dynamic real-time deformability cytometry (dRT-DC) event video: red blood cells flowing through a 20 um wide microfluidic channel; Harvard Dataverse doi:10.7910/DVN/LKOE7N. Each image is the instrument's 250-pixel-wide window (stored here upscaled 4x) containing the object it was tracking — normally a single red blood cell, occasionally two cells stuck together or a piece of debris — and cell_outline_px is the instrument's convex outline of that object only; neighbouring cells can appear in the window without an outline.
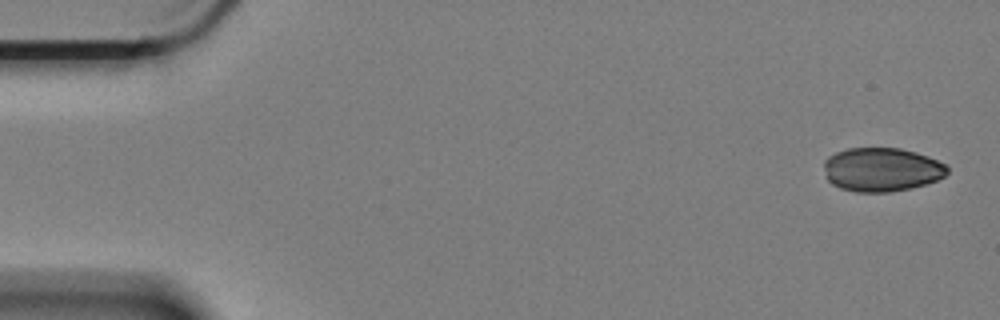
{"species": "Egyptian fruit bat (a non-hibernating species)", "species_latin": "Rousettus aegyptiacus", "temperature_condition": "cold", "stored_images_in_passage": 56, "camera_frame_rate_fps": 3000, "um_per_image_px": 0.085, "animal": {"sex": "female"}, "frame": {"image": 1, "passage_image": 1, "time_ms": 0.0, "image_size_px": [1000, 320], "cell_outline_px": [[948, 172], [944, 176], [936, 180], [912, 188], [892, 192], [856, 192], [840, 188], [832, 184], [828, 180], [824, 168], [824, 160], [828, 156], [836, 152], [848, 148], [900, 148], [916, 152], [928, 156], [944, 164], [948, 168]], "centroid_in_image_um": [74.92, 14.41], "position_along_channel_um": 10.1, "area_um2": 31.56}}
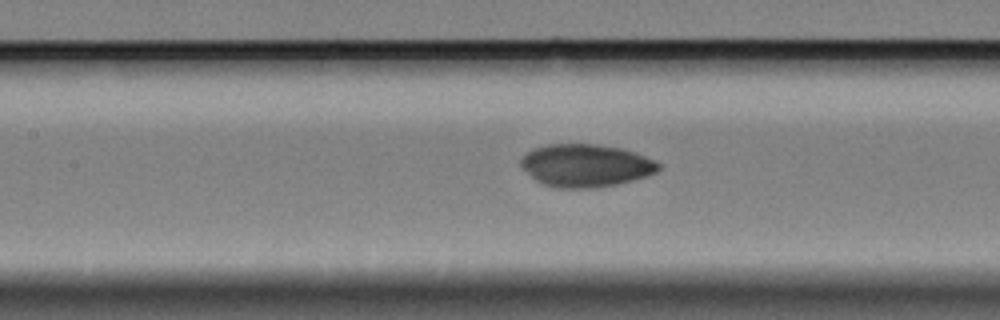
{"frame": {"image": 2, "passage_image": 25, "time_ms": 8.0, "image_size_px": [1000, 320], "cell_outline_px": [[660, 168], [656, 172], [648, 176], [616, 184], [596, 188], [552, 188], [540, 184], [520, 168], [520, 160], [528, 152], [536, 148], [548, 144], [596, 144], [624, 148], [636, 152], [656, 160], [660, 164]], "centroid_in_image_um": [49.79, 14.08], "position_along_channel_um": 157.6, "area_um2": 34.74}}
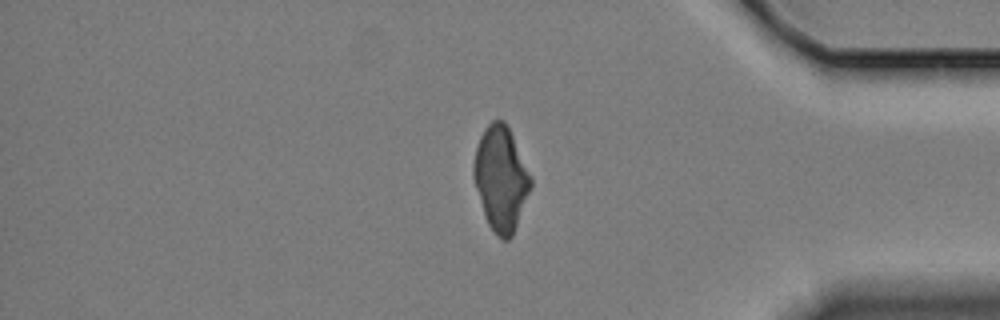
{"frame": {"image": 3, "passage_image": 48, "time_ms": 15.667, "image_size_px": [1000, 320], "cell_outline_px": [[532, 188], [512, 236], [508, 240], [504, 240], [496, 236], [488, 224], [484, 216], [472, 176], [472, 164], [476, 148], [480, 136], [484, 128], [492, 120], [504, 120], [512, 136], [532, 180]], "centroid_in_image_um": [42.55, 15.21], "position_along_channel_um": 392.7, "area_um2": 34.62}}